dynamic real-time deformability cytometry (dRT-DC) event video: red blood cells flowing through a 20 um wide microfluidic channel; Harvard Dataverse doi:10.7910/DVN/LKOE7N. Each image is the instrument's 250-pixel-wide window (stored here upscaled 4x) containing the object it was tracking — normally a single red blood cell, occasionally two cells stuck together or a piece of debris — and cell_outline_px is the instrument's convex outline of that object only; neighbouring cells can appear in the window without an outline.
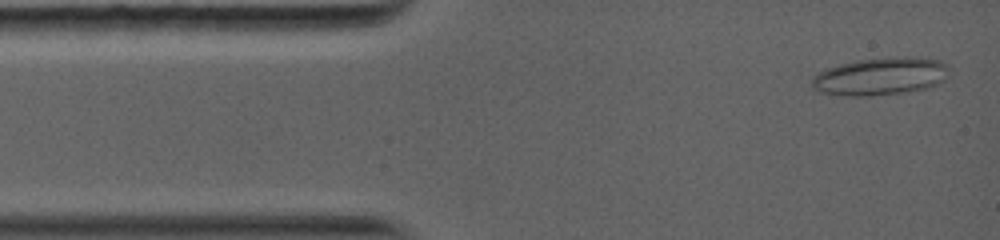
{"species": "common noctule bat (a hibernating species)", "species_latin": "Nyctalus noctula", "temperature_condition": "warm", "stored_images_in_passage": 32, "camera_frame_rate_fps": 5000, "um_per_image_px": 0.085, "animal": {"sex": "female", "body_mass_g": 19.0, "forearm_length_mm": 56.7}, "frame": {"image": 1, "passage_image": 1, "time_ms": 0.0, "image_size_px": [1000, 240], "cell_outline_px": [[948, 72], [944, 80], [928, 88], [900, 92], [868, 96], [844, 96], [820, 92], [812, 84], [812, 76], [816, 72], [840, 64], [856, 60], [904, 56], [916, 56], [940, 60], [948, 64]], "centroid_in_image_um": [74.85, 6.47], "position_along_channel_um": 10.2, "area_um2": 30.17}}
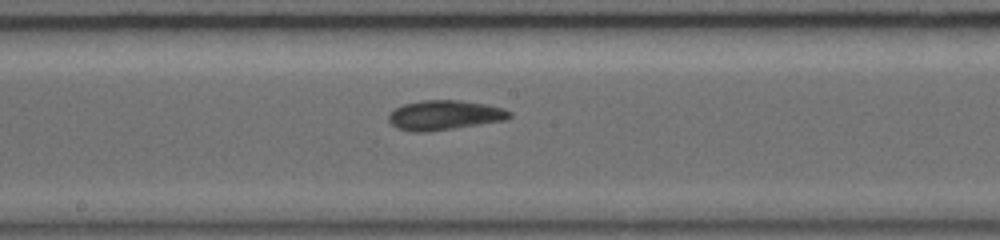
{"frame": {"image": 2, "passage_image": 18, "time_ms": 6.4, "image_size_px": [1000, 240], "cell_outline_px": [[512, 116], [504, 120], [480, 124], [452, 128], [420, 132], [416, 132], [396, 128], [388, 120], [388, 116], [396, 108], [404, 104], [424, 100], [460, 100], [488, 104], [504, 108], [512, 112]], "centroid_in_image_um": [37.81, 9.77], "position_along_channel_um": 210.4, "area_um2": 20.69}}
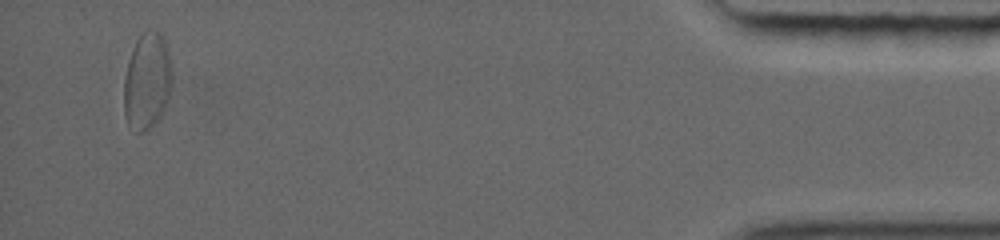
{"frame": {"image": 3, "passage_image": 29, "time_ms": 14.0, "image_size_px": [1000, 240], "cell_outline_px": [[172, 68], [168, 96], [164, 108], [160, 116], [144, 132], [136, 132], [128, 124], [124, 112], [124, 76], [128, 60], [136, 40], [144, 32], [160, 32], [164, 40]], "centroid_in_image_um": [12.47, 6.91], "position_along_channel_um": 422.7, "area_um2": 26.53}, "authors_computed_cell_mechanics": {"area_um2": 21.8773, "velocity_mm_per_s": 4.0974, "shape_relaxation_time_tau1_ms": 6.6956, "shape_relaxation_time_tau2_ms": null, "deformation_change_tau1": 0.136, "deformation_change_tau2": null}}